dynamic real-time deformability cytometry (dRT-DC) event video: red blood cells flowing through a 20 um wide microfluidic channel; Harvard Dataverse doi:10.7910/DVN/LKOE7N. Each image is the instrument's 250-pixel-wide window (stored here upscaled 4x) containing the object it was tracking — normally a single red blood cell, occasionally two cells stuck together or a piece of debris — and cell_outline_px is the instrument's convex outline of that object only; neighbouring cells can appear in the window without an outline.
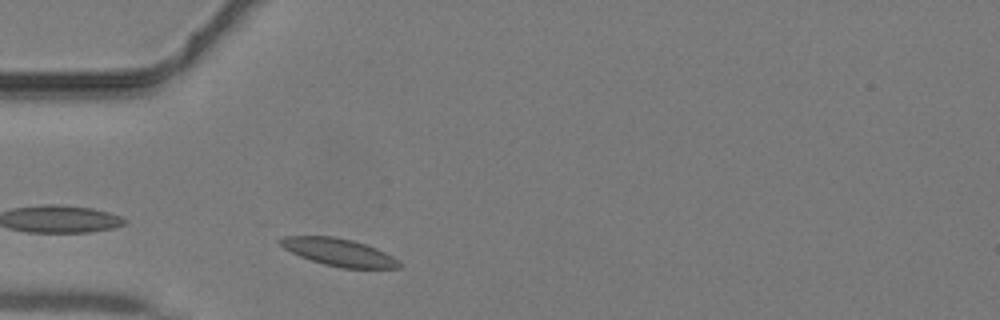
{"species": "common noctule bat (a hibernating species)", "species_latin": "Nyctalus noctula", "temperature_condition": "warm", "stored_images_in_passage": 27, "camera_frame_rate_fps": 3000, "um_per_image_px": 0.085, "animal": {"sex": "male", "body_mass_g": 19.2, "forearm_length_mm": 51.8}, "frame": {"image": 1, "passage_image": 3, "time_ms": 0.667, "image_size_px": [1000, 320], "cell_outline_px": [[400, 268], [340, 268], [324, 264], [300, 256], [284, 248], [276, 240], [284, 236], [332, 236], [352, 240], [376, 248], [400, 260]], "centroid_in_image_um": [28.79, 21.44], "position_along_channel_um": 56.2, "area_um2": 18.9}}
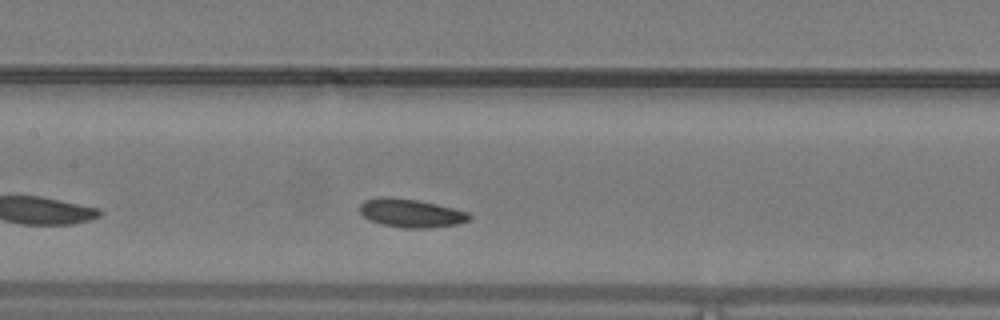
{"frame": {"image": 2, "passage_image": 11, "time_ms": 3.333, "image_size_px": [1000, 320], "cell_outline_px": [[472, 216], [468, 220], [460, 224], [428, 228], [404, 228], [380, 224], [364, 216], [360, 212], [360, 204], [364, 200], [380, 196], [388, 196], [416, 200], [436, 204], [468, 212]], "centroid_in_image_um": [34.92, 18.11], "position_along_channel_um": 172.5, "area_um2": 18.15}}
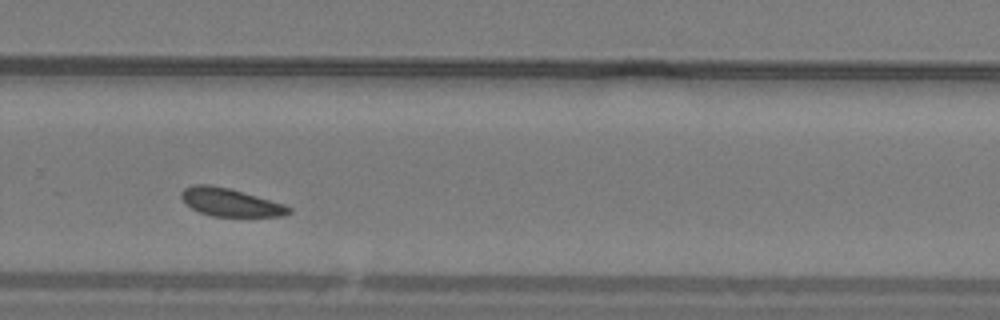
{"frame": {"image": 3, "passage_image": 20, "time_ms": 6.333, "image_size_px": [1000, 320], "cell_outline_px": [[292, 212], [284, 216], [212, 216], [200, 212], [192, 208], [180, 196], [180, 192], [184, 188], [192, 184], [208, 184], [228, 188], [284, 204], [292, 208]], "centroid_in_image_um": [19.57, 17.19], "position_along_channel_um": 310.2, "area_um2": 17.34}}